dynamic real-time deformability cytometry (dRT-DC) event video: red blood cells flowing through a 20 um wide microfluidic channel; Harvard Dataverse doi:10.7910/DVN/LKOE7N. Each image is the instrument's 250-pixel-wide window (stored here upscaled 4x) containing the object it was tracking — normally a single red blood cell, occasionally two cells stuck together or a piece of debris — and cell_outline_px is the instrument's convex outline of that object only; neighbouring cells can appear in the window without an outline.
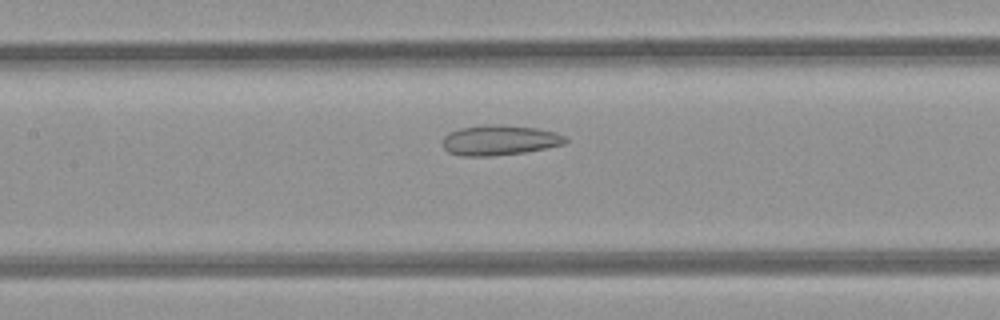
{"species": "common noctule bat (a hibernating species)", "species_latin": "Nyctalus noctula", "temperature_condition": "room temperature", "stored_images_in_passage": 47, "camera_frame_rate_fps": 3000, "um_per_image_px": 0.085, "animal": {"sex": "female", "body_mass_g": 21.9}, "frame": {"image": 1, "passage_image": 21, "time_ms": 6.667, "image_size_px": [1000, 320], "cell_outline_px": [[568, 140], [564, 144], [524, 152], [492, 156], [460, 156], [448, 152], [444, 148], [444, 136], [460, 128], [480, 124], [500, 124], [536, 128], [556, 132], [564, 136]], "centroid_in_image_um": [42.45, 11.91], "position_along_channel_um": 164.9, "area_um2": 21.56}}
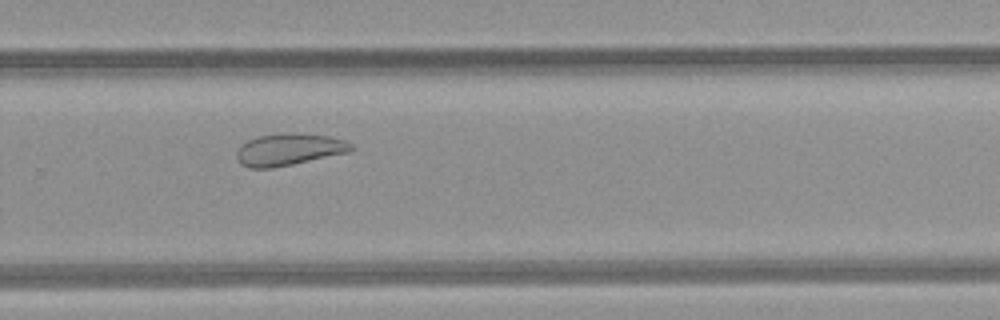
{"frame": {"image": 2, "passage_image": 31, "time_ms": 10.0, "image_size_px": [1000, 320], "cell_outline_px": [[356, 148], [352, 152], [272, 168], [248, 168], [240, 164], [236, 156], [236, 152], [240, 144], [256, 136], [280, 132], [292, 132], [328, 136], [344, 140], [352, 144]], "centroid_in_image_um": [24.56, 12.69], "position_along_channel_um": 305.2, "area_um2": 21.79}}
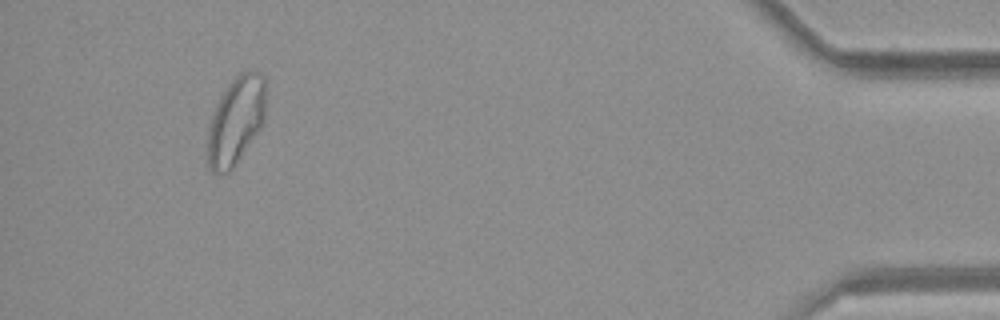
{"frame": {"image": 3, "passage_image": 44, "time_ms": 14.333, "image_size_px": [1000, 320], "cell_outline_px": [[264, 120], [260, 128], [232, 168], [228, 172], [216, 176], [212, 172], [208, 164], [208, 128], [216, 104], [220, 96], [228, 84], [236, 76], [252, 68], [260, 72], [264, 76]], "centroid_in_image_um": [20.03, 10.24], "position_along_channel_um": 415.2, "area_um2": 29.48}, "authors_computed_cell_mechanics": {"area_um2": 26.7036, "velocity_mm_per_s": 4.2211, "shape_relaxation_time_tau1_ms": null, "shape_relaxation_time_tau2_ms": 2.8136, "deformation_change_tau1": null, "deformation_change_tau2": 0.0913}}